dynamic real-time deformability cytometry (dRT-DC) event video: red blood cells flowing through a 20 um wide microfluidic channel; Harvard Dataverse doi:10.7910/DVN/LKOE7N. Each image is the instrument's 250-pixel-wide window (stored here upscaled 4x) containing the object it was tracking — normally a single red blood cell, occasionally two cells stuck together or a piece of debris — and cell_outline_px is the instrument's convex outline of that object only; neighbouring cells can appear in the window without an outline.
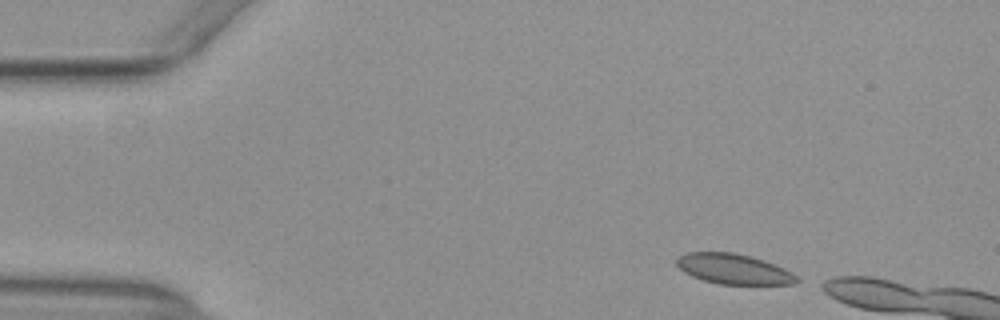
{"species": "common noctule bat (a hibernating species)", "species_latin": "Nyctalus noctula", "temperature_condition": "warm", "stored_images_in_passage": 5, "camera_frame_rate_fps": 3000, "um_per_image_px": 0.085, "animal": {"sex": "female", "body_mass_g": 29.2, "forearm_length_mm": 56.3}, "frame": {"image": 1, "passage_image": 1, "time_ms": 0.0, "image_size_px": [1000, 320], "cell_outline_px": [[800, 280], [796, 284], [716, 284], [692, 276], [684, 272], [676, 264], [676, 256], [688, 252], [736, 252], [752, 256], [764, 260], [784, 268], [792, 272]], "centroid_in_image_um": [62.35, 22.85], "position_along_channel_um": 22.6, "area_um2": 21.33}}